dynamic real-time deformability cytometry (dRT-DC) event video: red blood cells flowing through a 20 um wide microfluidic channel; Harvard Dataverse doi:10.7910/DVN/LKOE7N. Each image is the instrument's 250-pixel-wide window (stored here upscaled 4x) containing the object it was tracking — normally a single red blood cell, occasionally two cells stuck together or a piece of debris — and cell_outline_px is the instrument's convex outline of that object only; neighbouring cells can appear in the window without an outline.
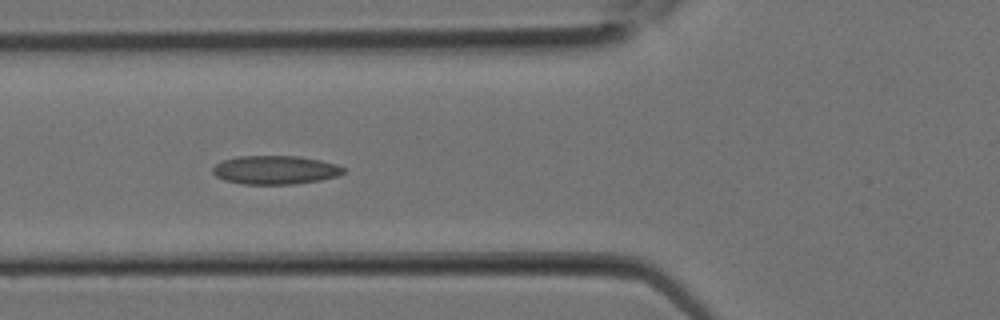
{"species": "Egyptian fruit bat (a non-hibernating species)", "species_latin": "Rousettus aegyptiacus", "temperature_condition": "room temperature", "stored_images_in_passage": 10, "camera_frame_rate_fps": 3000, "um_per_image_px": 0.085, "animal": {"sex": "female"}, "frame": {"image": 1, "passage_image": 4, "time_ms": 1.0, "image_size_px": [1000, 320], "cell_outline_px": [[344, 172], [340, 176], [320, 180], [292, 184], [244, 184], [224, 180], [216, 176], [212, 172], [212, 168], [216, 164], [224, 160], [236, 156], [300, 156], [320, 160], [336, 164], [344, 168]], "centroid_in_image_um": [23.4, 14.44], "position_along_channel_um": 102.4, "area_um2": 21.85}}
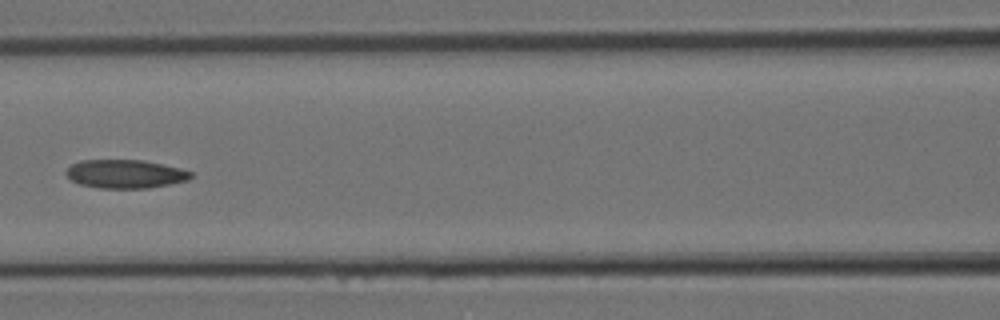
{"frame": {"image": 2, "passage_image": 6, "time_ms": 1.667, "image_size_px": [1000, 320], "cell_outline_px": [[192, 176], [188, 180], [148, 188], [100, 188], [80, 184], [72, 180], [64, 172], [72, 164], [80, 160], [144, 160], [180, 168], [192, 172]], "centroid_in_image_um": [10.64, 14.78], "position_along_channel_um": 156.0, "area_um2": 20.63}}
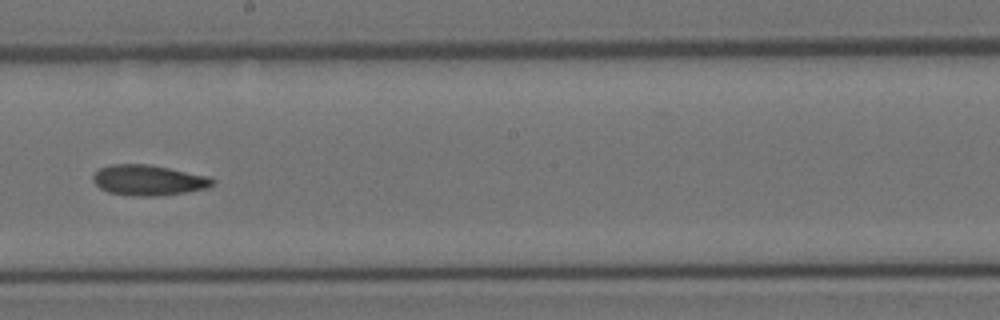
{"frame": {"image": 3, "passage_image": 9, "time_ms": 2.667, "image_size_px": [1000, 320], "cell_outline_px": [[216, 184], [208, 188], [188, 192], [156, 196], [132, 196], [108, 192], [100, 188], [92, 180], [92, 176], [100, 168], [112, 164], [148, 164], [208, 176], [216, 180]], "centroid_in_image_um": [12.64, 15.32], "position_along_channel_um": 235.6, "area_um2": 21.33}}